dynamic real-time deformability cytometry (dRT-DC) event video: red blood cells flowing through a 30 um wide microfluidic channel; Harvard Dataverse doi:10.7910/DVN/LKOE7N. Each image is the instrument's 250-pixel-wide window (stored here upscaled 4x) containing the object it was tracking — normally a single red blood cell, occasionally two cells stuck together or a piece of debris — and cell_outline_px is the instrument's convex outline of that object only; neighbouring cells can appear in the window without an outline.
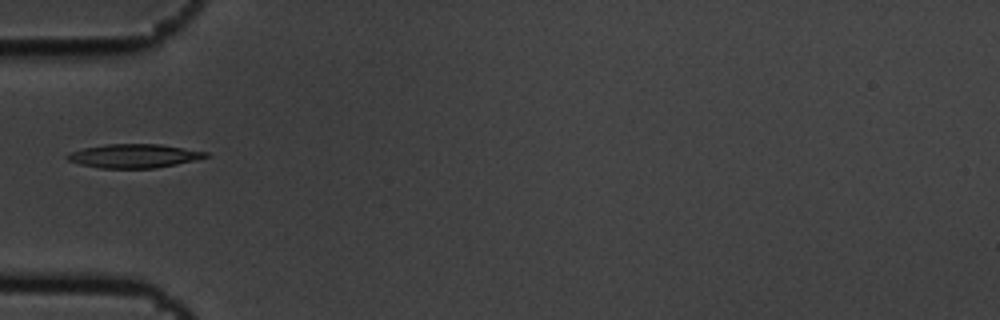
{"species": "common noctule bat (a hibernating species)", "species_latin": "Nyctalus noctula", "temperature_condition": "cold", "stored_images_in_passage": 4, "camera_frame_rate_fps": 3000, "um_per_image_px": 0.085, "animal": {"sex": "male", "body_mass_g": 19.5, "forearm_length_mm": 54.6}, "frame": {"image": 1, "passage_image": 1, "time_ms": 0.0, "image_size_px": [1000, 320], "cell_outline_px": [[212, 156], [196, 160], [156, 168], [100, 168], [80, 164], [68, 160], [64, 156], [68, 152], [84, 148], [104, 144], [160, 144], [208, 152]], "centroid_in_image_um": [11.39, 13.25], "position_along_channel_um": 73.6, "area_um2": 19.31}}
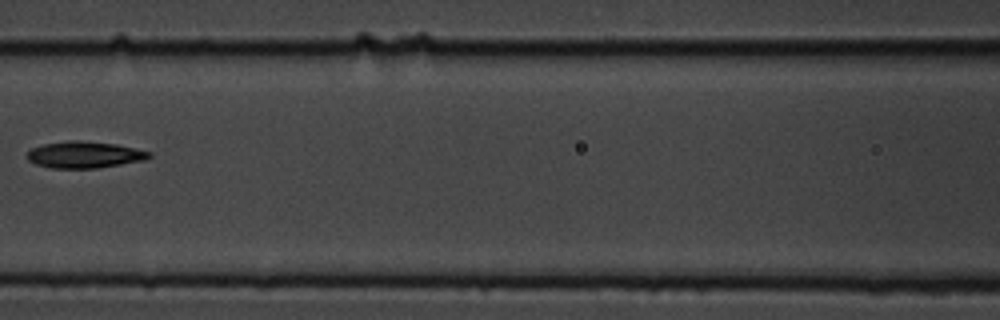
{"frame": {"image": 2, "passage_image": 3, "time_ms": 0.667, "image_size_px": [1000, 320], "cell_outline_px": [[152, 156], [144, 160], [96, 168], [48, 168], [36, 164], [28, 160], [24, 156], [32, 148], [44, 144], [68, 140], [76, 140], [116, 144], [152, 152]], "centroid_in_image_um": [7.15, 13.15], "position_along_channel_um": 159.5, "area_um2": 18.9}}
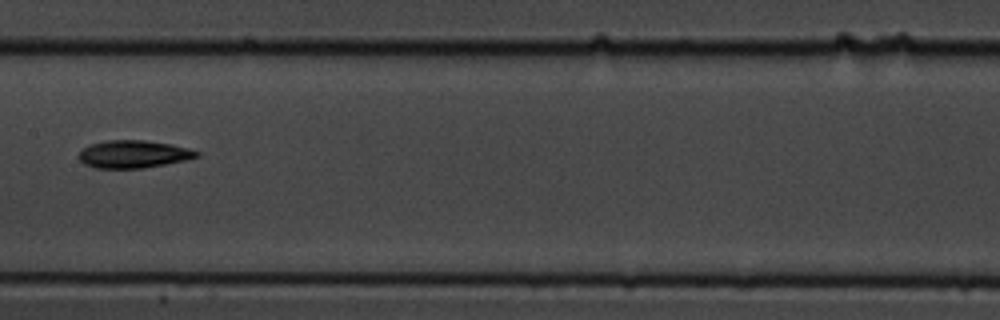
{"frame": {"image": 3, "passage_image": 4, "time_ms": 1.0, "image_size_px": [1000, 320], "cell_outline_px": [[200, 156], [184, 160], [144, 168], [96, 168], [84, 164], [80, 160], [80, 152], [88, 144], [108, 140], [144, 140], [172, 144], [188, 148], [200, 152]], "centroid_in_image_um": [11.35, 13.09], "position_along_channel_um": 196.1, "area_um2": 18.9}}